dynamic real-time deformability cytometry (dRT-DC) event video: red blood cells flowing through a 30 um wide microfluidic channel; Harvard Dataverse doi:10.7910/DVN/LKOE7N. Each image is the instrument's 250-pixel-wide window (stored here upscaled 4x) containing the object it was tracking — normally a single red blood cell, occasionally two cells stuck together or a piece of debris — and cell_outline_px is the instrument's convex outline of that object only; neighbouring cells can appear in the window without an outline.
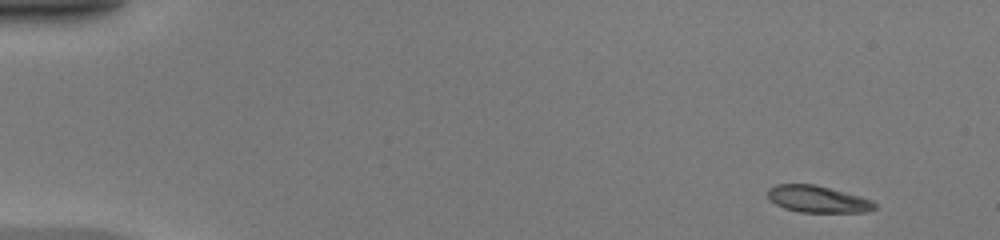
{"species": "common noctule bat (a hibernating species)", "species_latin": "Nyctalus noctula", "temperature_condition": "warm", "stored_images_in_passage": 47, "camera_frame_rate_fps": 3000, "um_per_image_px": 0.085, "animal": {"sex": "female", "body_mass_g": 20.0, "forearm_length_mm": 54.0}, "frame": {"image": 1, "passage_image": 1, "time_ms": 0.0, "image_size_px": [1000, 240], "cell_outline_px": [[880, 208], [868, 212], [800, 212], [784, 208], [776, 204], [768, 196], [768, 188], [776, 184], [816, 184], [860, 196], [872, 200]], "centroid_in_image_um": [69.56, 16.93], "position_along_channel_um": 15.4, "area_um2": 16.82}}
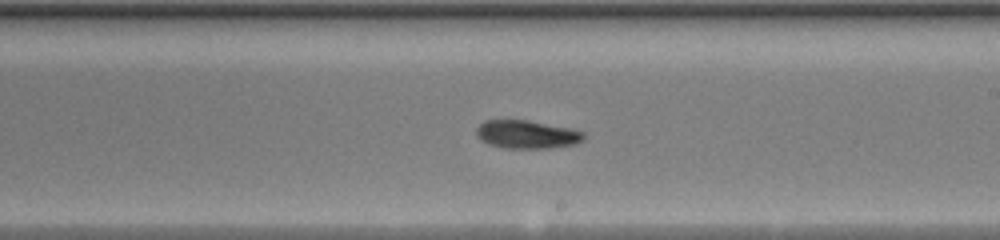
{"frame": {"image": 2, "passage_image": 27, "time_ms": 8.667, "image_size_px": [1000, 240], "cell_outline_px": [[584, 140], [572, 144], [548, 148], [504, 148], [488, 144], [480, 140], [476, 136], [476, 128], [484, 120], [528, 120], [568, 128], [584, 132]], "centroid_in_image_um": [44.72, 11.42], "position_along_channel_um": 244.3, "area_um2": 17.57}}
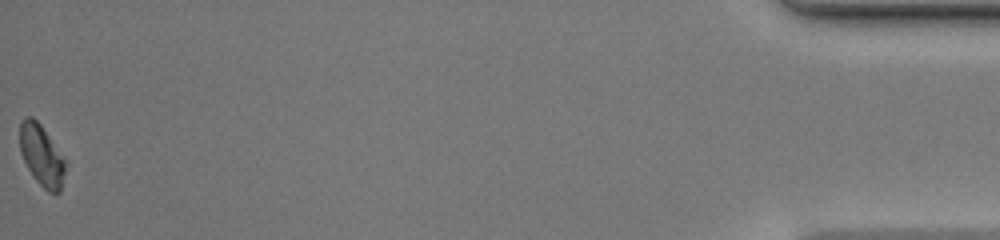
{"frame": {"image": 3, "passage_image": 47, "time_ms": 15.333, "image_size_px": [1000, 240], "cell_outline_px": [[68, 164], [60, 192], [48, 192], [36, 180], [28, 168], [20, 152], [20, 120], [24, 116], [32, 116], [40, 124], [68, 160]], "centroid_in_image_um": [3.58, 13.19], "position_along_channel_um": 431.6, "area_um2": 16.59}, "authors_computed_cell_mechanics": {"area_um2": 17.5712, "velocity_mm_per_s": 4.196, "shape_relaxation_time_tau1_ms": 3.5989, "shape_relaxation_time_tau2_ms": null, "deformation_change_tau1": 0.1485, "deformation_change_tau2": null}}